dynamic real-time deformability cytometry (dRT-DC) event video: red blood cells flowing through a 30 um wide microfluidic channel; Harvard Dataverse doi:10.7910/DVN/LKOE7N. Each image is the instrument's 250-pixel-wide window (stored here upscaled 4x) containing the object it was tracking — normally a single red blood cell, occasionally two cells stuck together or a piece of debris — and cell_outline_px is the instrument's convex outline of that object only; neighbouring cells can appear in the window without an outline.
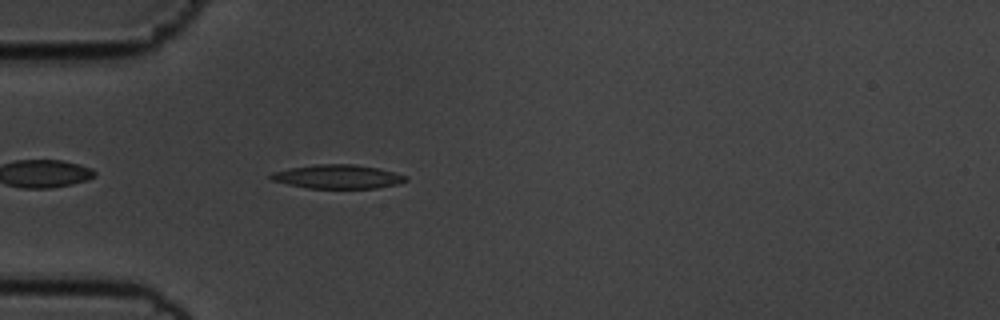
{"species": "common noctule bat (a hibernating species)", "species_latin": "Nyctalus noctula", "temperature_condition": "cold", "stored_images_in_passage": 42, "camera_frame_rate_fps": 3000, "um_per_image_px": 0.085, "animal": {"sex": "male", "body_mass_g": 19.5, "forearm_length_mm": 54.6}, "frame": {"image": 1, "passage_image": 3, "time_ms": 0.667, "image_size_px": [1000, 320], "cell_outline_px": [[408, 180], [396, 184], [376, 188], [308, 188], [288, 184], [272, 180], [268, 176], [272, 172], [288, 168], [316, 164], [356, 164], [376, 168], [408, 176]], "centroid_in_image_um": [28.67, 15.01], "position_along_channel_um": 56.3, "area_um2": 18.67}}
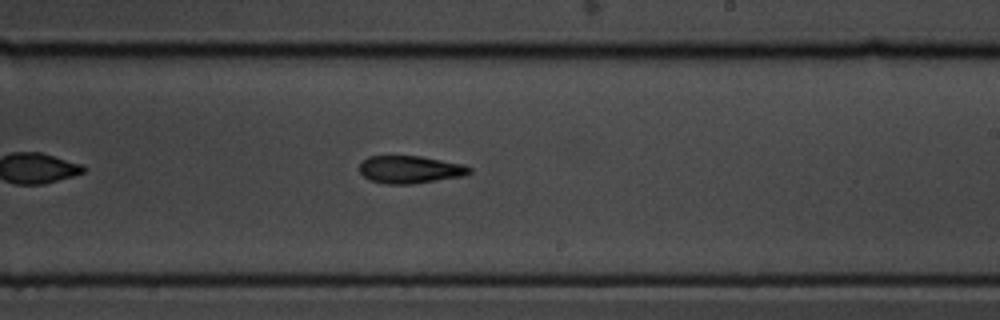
{"frame": {"image": 2, "passage_image": 20, "time_ms": 6.333, "image_size_px": [1000, 320], "cell_outline_px": [[472, 172], [464, 176], [412, 184], [384, 184], [368, 180], [360, 172], [360, 164], [368, 156], [420, 156], [464, 164], [472, 168]], "centroid_in_image_um": [34.87, 14.41], "position_along_channel_um": 254.1, "area_um2": 17.8}}
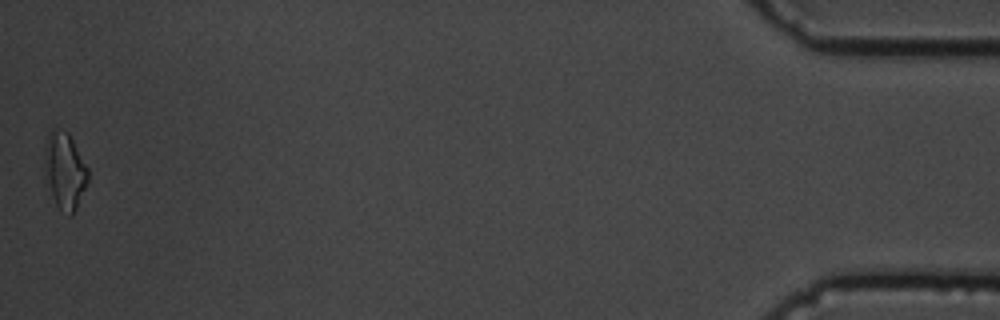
{"frame": {"image": 3, "passage_image": 42, "time_ms": 13.667, "image_size_px": [1000, 320], "cell_outline_px": [[88, 184], [72, 216], [68, 216], [60, 212], [52, 196], [44, 168], [48, 132], [52, 128], [68, 132], [88, 168]], "centroid_in_image_um": [5.53, 14.56], "position_along_channel_um": 429.7, "area_um2": 19.25}, "authors_computed_cell_mechanics": {"area_um2": 18.0914, "velocity_mm_per_s": 3.6062, "shape_relaxation_time_tau1_ms": 7.889, "shape_relaxation_time_tau2_ms": 6.7655, "deformation_change_tau1": 0.2177, "deformation_change_tau2": 0.1599}}